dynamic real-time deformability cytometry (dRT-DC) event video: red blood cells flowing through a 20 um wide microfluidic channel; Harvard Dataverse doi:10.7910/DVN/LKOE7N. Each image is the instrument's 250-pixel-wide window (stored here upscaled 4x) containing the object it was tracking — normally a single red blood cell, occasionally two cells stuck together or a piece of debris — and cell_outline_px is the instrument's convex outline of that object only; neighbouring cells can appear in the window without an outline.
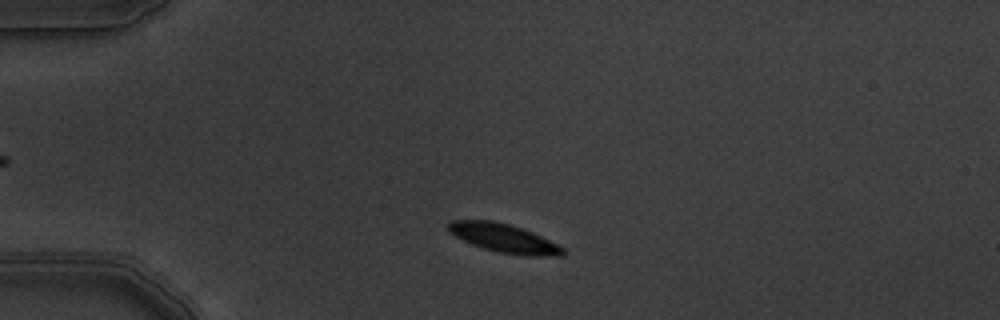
{"species": "common noctule bat (a hibernating species)", "species_latin": "Nyctalus noctula", "temperature_condition": "warm", "stored_images_in_passage": 3, "camera_frame_rate_fps": 3000, "um_per_image_px": 0.085, "animal": {"sex": "male", "body_mass_g": 19.5, "forearm_length_mm": 54.6}, "frame": {"image": 1, "passage_image": 1, "time_ms": 0.0, "image_size_px": [1000, 320], "cell_outline_px": [[564, 256], [528, 256], [500, 252], [484, 248], [472, 244], [448, 232], [444, 224], [452, 220], [492, 220], [508, 224], [532, 232], [564, 248]], "centroid_in_image_um": [42.78, 20.23], "position_along_channel_um": 42.2, "area_um2": 18.96}}
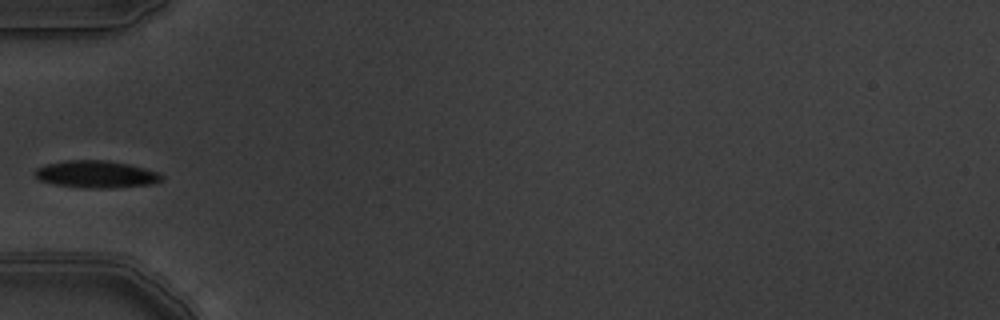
{"frame": {"image": 2, "passage_image": 3, "time_ms": 0.667, "image_size_px": [1000, 320], "cell_outline_px": [[164, 180], [156, 184], [112, 188], [80, 188], [56, 184], [40, 180], [32, 172], [36, 168], [44, 164], [68, 160], [108, 160], [128, 164], [160, 172], [164, 176]], "centroid_in_image_um": [8.22, 14.81], "position_along_channel_um": 76.8, "area_um2": 20.46}}